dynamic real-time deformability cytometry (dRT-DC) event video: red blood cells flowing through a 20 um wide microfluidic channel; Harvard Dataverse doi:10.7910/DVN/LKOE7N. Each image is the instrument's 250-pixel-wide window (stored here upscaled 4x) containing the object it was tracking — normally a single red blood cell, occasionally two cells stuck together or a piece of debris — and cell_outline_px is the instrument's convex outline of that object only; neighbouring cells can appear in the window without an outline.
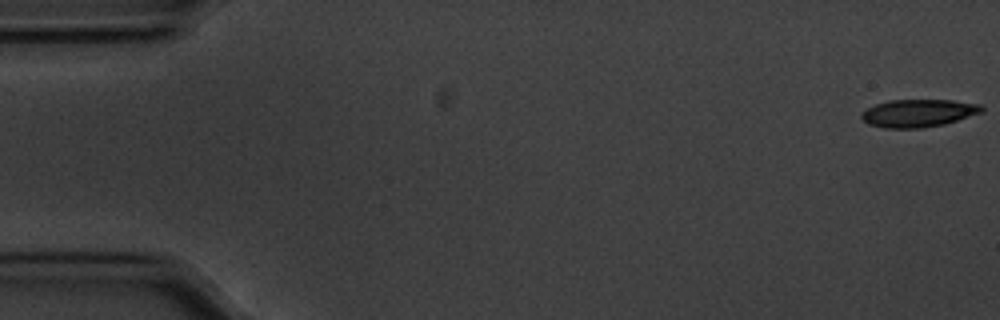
{"species": "common noctule bat (a hibernating species)", "species_latin": "Nyctalus noctula", "temperature_condition": "cold", "stored_images_in_passage": 56, "camera_frame_rate_fps": 3000, "um_per_image_px": 0.085, "animal": {"sex": "male", "body_mass_g": 20.1, "forearm_length_mm": 53.5}, "frame": {"image": 1, "passage_image": 1, "time_ms": 0.0, "image_size_px": [1000, 320], "cell_outline_px": [[984, 112], [944, 124], [920, 128], [884, 128], [868, 124], [860, 116], [860, 112], [876, 104], [888, 100], [952, 100], [980, 104], [984, 108]], "centroid_in_image_um": [78.06, 9.61], "position_along_channel_um": 6.9, "area_um2": 19.48}}
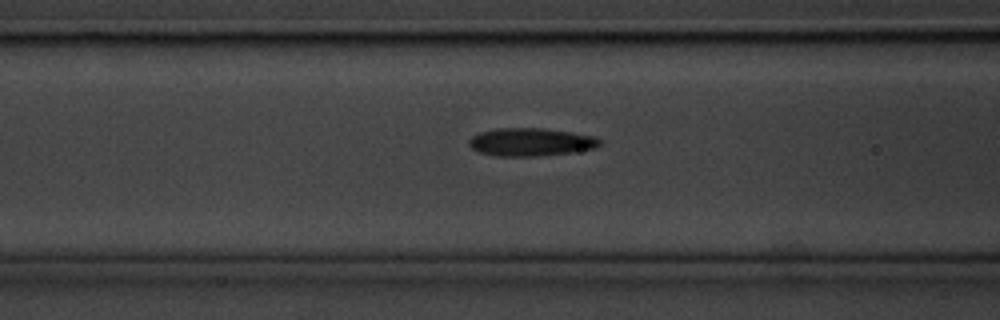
{"frame": {"image": 2, "passage_image": 22, "time_ms": 7.0, "image_size_px": [1000, 320], "cell_outline_px": [[600, 144], [596, 148], [572, 152], [536, 156], [496, 156], [480, 152], [472, 148], [468, 144], [468, 140], [472, 136], [480, 132], [496, 128], [540, 128], [572, 132], [592, 136], [600, 140]], "centroid_in_image_um": [45.08, 12.07], "position_along_channel_um": 121.5, "area_um2": 21.21}}
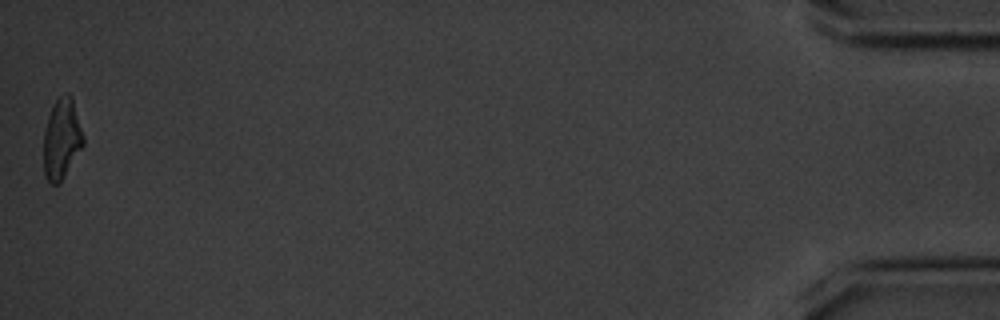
{"frame": {"image": 3, "passage_image": 56, "time_ms": 18.333, "image_size_px": [1000, 320], "cell_outline_px": [[84, 144], [60, 184], [52, 184], [44, 176], [44, 132], [48, 116], [52, 104], [64, 92], [68, 92], [72, 96], [84, 136]], "centroid_in_image_um": [5.25, 11.79], "position_along_channel_um": 430.0, "area_um2": 18.79}, "authors_computed_cell_mechanics": {"area_um2": 20.1144, "velocity_mm_per_s": 3.565, "shape_relaxation_time_tau1_ms": 3.6941, "shape_relaxation_time_tau2_ms": 3.2663, "deformation_change_tau1": 0.1388, "deformation_change_tau2": 0.1241}}